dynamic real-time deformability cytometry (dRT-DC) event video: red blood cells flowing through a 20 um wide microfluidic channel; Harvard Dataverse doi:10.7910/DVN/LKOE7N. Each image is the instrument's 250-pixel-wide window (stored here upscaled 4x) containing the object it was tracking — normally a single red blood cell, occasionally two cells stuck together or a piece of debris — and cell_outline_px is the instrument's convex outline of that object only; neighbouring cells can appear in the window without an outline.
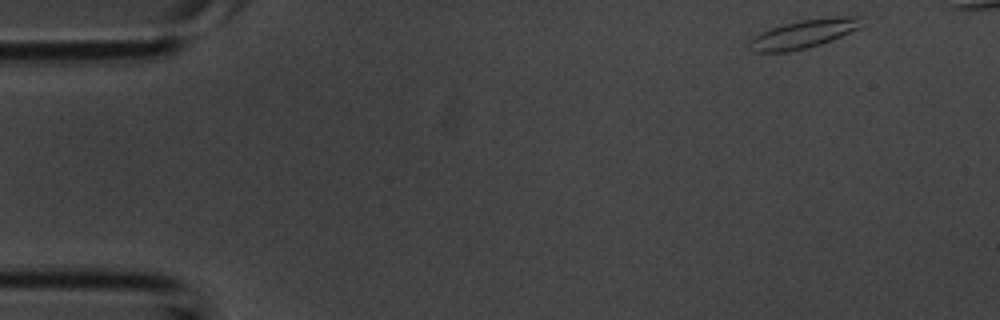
{"species": "common noctule bat (a hibernating species)", "species_latin": "Nyctalus noctula", "temperature_condition": "room temperature", "stored_images_in_passage": 37, "camera_frame_rate_fps": 3000, "um_per_image_px": 0.085, "animal": {"sex": "male", "body_mass_g": 20.1, "forearm_length_mm": 53.5}, "frame": {"image": 1, "passage_image": 1, "time_ms": 0.0, "image_size_px": [1000, 320], "cell_outline_px": [[864, 16], [860, 28], [832, 40], [808, 48], [788, 52], [748, 52], [748, 40], [752, 36], [760, 32], [784, 24], [800, 20], [832, 16]], "centroid_in_image_um": [68.28, 2.88], "position_along_channel_um": 16.7, "area_um2": 19.07}}
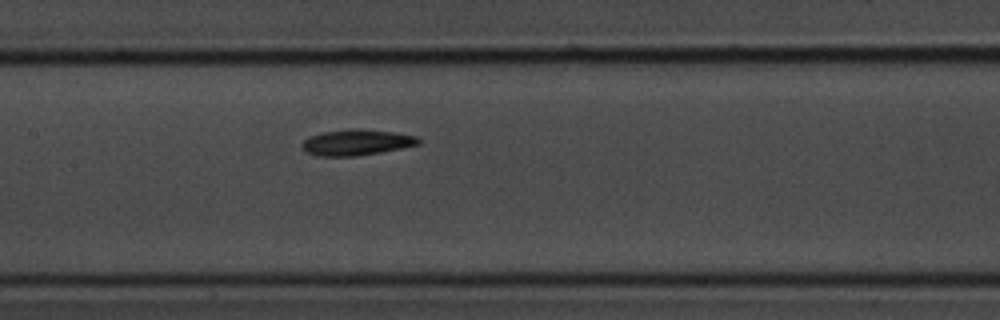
{"frame": {"image": 2, "passage_image": 18, "time_ms": 5.667, "image_size_px": [1000, 320], "cell_outline_px": [[420, 144], [380, 152], [356, 156], [316, 156], [308, 152], [300, 144], [308, 136], [324, 132], [352, 128], [396, 132], [416, 136], [420, 140]], "centroid_in_image_um": [30.3, 12.1], "position_along_channel_um": 177.1, "area_um2": 17.46}}
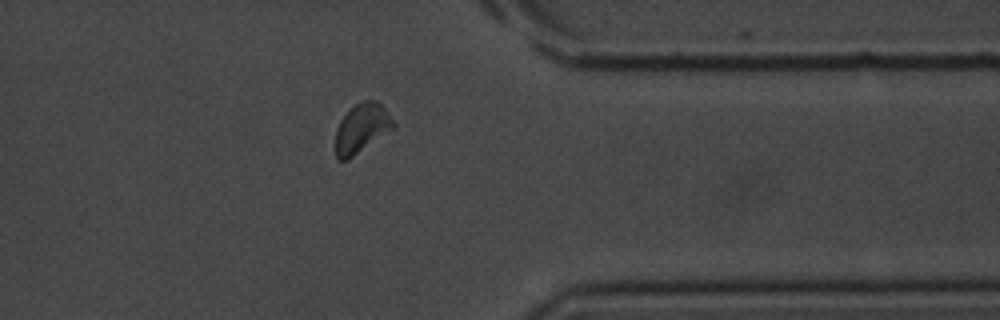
{"frame": {"image": 3, "passage_image": 32, "time_ms": 10.333, "image_size_px": [1000, 320], "cell_outline_px": [[396, 124], [392, 128], [348, 160], [336, 160], [336, 128], [340, 120], [356, 104], [364, 100], [376, 100], [384, 108]], "centroid_in_image_um": [30.71, 10.91], "position_along_channel_um": 380.7, "area_um2": 16.13}}